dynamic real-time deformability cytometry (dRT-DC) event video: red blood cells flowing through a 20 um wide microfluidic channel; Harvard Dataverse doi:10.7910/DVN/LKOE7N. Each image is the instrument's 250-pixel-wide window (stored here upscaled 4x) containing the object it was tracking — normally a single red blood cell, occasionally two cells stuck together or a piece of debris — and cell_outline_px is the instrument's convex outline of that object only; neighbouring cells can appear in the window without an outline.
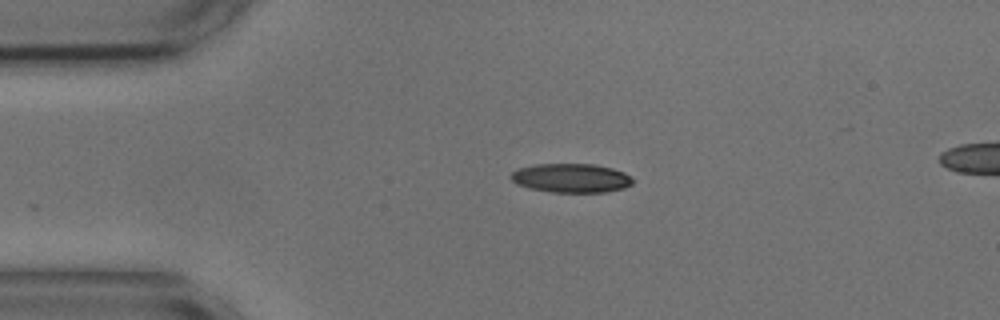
{"species": "common noctule bat (a hibernating species)", "species_latin": "Nyctalus noctula", "temperature_condition": "cold", "stored_images_in_passage": 37, "camera_frame_rate_fps": 3000, "um_per_image_px": 0.085, "animal": {"sex": "male", "body_mass_g": 17.9, "forearm_length_mm": 54.2}, "frame": {"image": 1, "passage_image": 1, "time_ms": 0.0, "image_size_px": [1000, 320], "cell_outline_px": [[632, 184], [624, 188], [604, 192], [552, 192], [532, 188], [516, 184], [508, 176], [516, 168], [536, 164], [596, 164], [612, 168], [624, 172], [632, 180]], "centroid_in_image_um": [48.51, 15.12], "position_along_channel_um": 36.5, "area_um2": 20.58}}
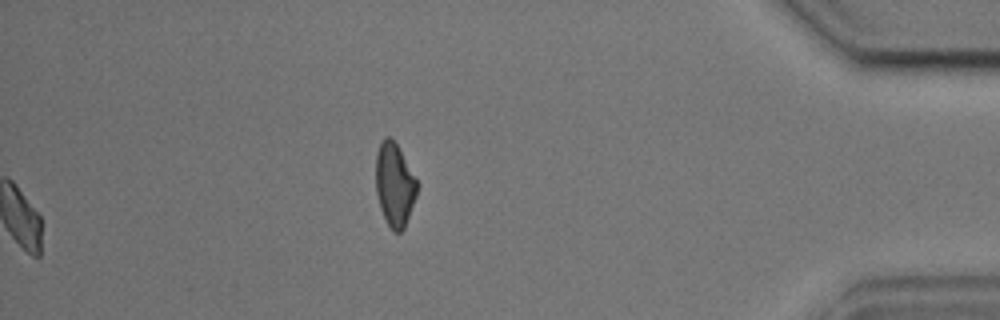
{"frame": {"image": 2, "passage_image": 37, "time_ms": 12.0, "image_size_px": [1000, 320], "cell_outline_px": [[420, 184], [416, 196], [404, 228], [400, 232], [392, 232], [380, 208], [376, 192], [376, 152], [384, 136], [388, 136], [396, 144]], "centroid_in_image_um": [33.54, 15.71], "position_along_channel_um": 401.7, "area_um2": 20.0}, "authors_computed_cell_mechanics": {"area_um2": 20.9814, "velocity_mm_per_s": 3.6502, "shape_relaxation_time_tau1_ms": 7.6358, "shape_relaxation_time_tau2_ms": 4.0687, "deformation_change_tau1": 0.1827, "deformation_change_tau2": 0.1203}}